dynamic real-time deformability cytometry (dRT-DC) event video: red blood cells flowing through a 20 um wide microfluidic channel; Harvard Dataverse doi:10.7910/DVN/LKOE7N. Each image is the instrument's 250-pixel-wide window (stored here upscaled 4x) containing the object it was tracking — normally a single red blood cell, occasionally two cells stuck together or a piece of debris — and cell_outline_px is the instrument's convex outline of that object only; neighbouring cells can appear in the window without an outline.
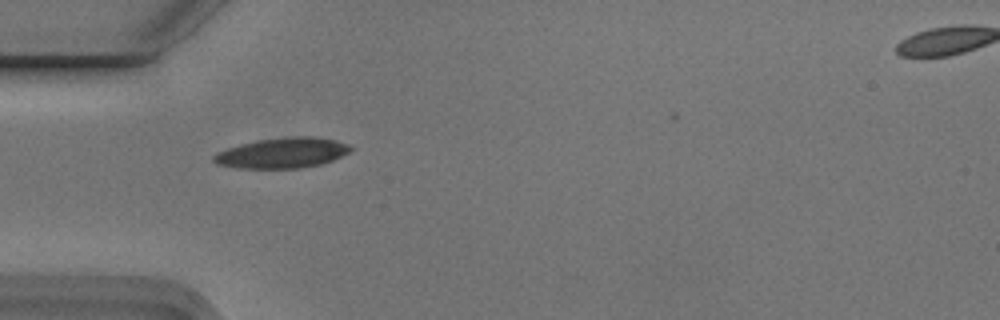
{"species": "Egyptian fruit bat (a non-hibernating species)", "species_latin": "Rousettus aegyptiacus", "temperature_condition": "cold", "stored_images_in_passage": 2, "camera_frame_rate_fps": 3000, "um_per_image_px": 0.085, "animal": {"sex": "male"}, "frame": {"image": 1, "passage_image": 2, "time_ms": 0.333, "image_size_px": [1000, 320], "cell_outline_px": [[352, 148], [348, 152], [332, 160], [320, 164], [300, 168], [236, 168], [216, 164], [212, 160], [212, 156], [216, 152], [240, 144], [256, 140], [292, 136], [316, 136], [348, 144]], "centroid_in_image_um": [23.94, 13.0], "position_along_channel_um": 61.1, "area_um2": 24.16}}